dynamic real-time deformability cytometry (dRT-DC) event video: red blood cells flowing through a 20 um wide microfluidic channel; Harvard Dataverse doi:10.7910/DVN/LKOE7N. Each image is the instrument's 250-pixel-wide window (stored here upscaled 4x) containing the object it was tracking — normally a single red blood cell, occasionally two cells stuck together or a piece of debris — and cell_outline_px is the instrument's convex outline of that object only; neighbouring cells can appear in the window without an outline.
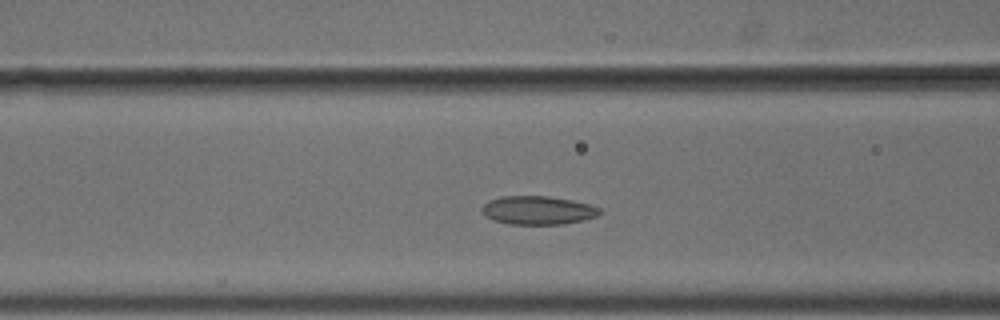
{"species": "common noctule bat (a hibernating species)", "species_latin": "Nyctalus noctula", "temperature_condition": "cold", "stored_images_in_passage": 47, "camera_frame_rate_fps": 3000, "um_per_image_px": 0.085, "animal": {"sex": "male", "body_mass_g": 18.8}, "frame": {"image": 1, "passage_image": 15, "time_ms": 4.667, "image_size_px": [1000, 320], "cell_outline_px": [[600, 212], [596, 216], [584, 220], [564, 224], [508, 224], [484, 216], [480, 212], [480, 208], [488, 200], [500, 196], [548, 196], [572, 200], [592, 204], [600, 208]], "centroid_in_image_um": [45.7, 17.86], "position_along_channel_um": 120.9, "area_um2": 19.77}}
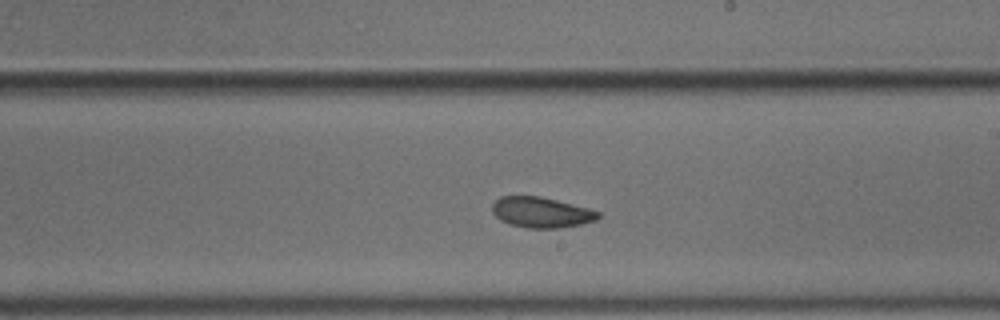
{"frame": {"image": 2, "passage_image": 25, "time_ms": 8.0, "image_size_px": [1000, 320], "cell_outline_px": [[600, 216], [596, 220], [580, 224], [556, 228], [528, 228], [508, 224], [500, 220], [492, 212], [492, 204], [500, 196], [540, 196], [588, 208], [600, 212]], "centroid_in_image_um": [45.98, 18.05], "position_along_channel_um": 243.0, "area_um2": 18.79}}
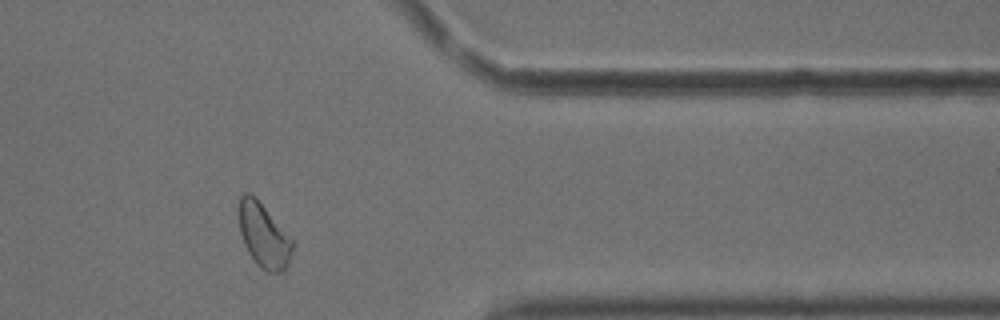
{"frame": {"image": 3, "passage_image": 38, "time_ms": 12.333, "image_size_px": [1000, 320], "cell_outline_px": [[292, 248], [288, 268], [280, 272], [268, 272], [260, 268], [256, 264], [248, 252], [244, 244], [240, 232], [236, 212], [240, 196], [244, 192], [248, 192], [256, 196], [292, 240]], "centroid_in_image_um": [22.36, 19.98], "position_along_channel_um": 389.0, "area_um2": 20.35}, "authors_computed_cell_mechanics": {"area_um2": 20.23, "velocity_mm_per_s": 3.6656, "shape_relaxation_time_tau1_ms": null, "shape_relaxation_time_tau2_ms": 3.6571, "deformation_change_tau1": null, "deformation_change_tau2": 0.0797}}